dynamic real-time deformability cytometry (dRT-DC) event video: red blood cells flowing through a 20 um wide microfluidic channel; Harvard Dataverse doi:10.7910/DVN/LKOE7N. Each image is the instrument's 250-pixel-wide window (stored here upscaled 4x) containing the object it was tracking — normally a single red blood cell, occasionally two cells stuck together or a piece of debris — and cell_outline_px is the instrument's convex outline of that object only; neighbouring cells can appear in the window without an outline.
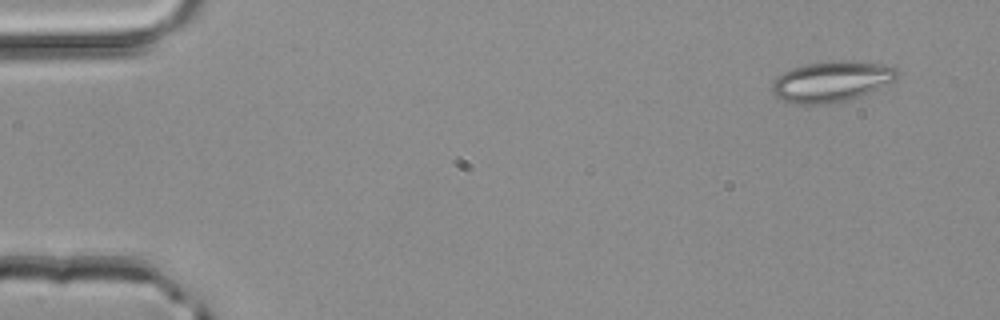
{"species": "common noctule bat (a hibernating species)", "species_latin": "Nyctalus noctula", "temperature_condition": "room temperature", "stored_images_in_passage": 4, "camera_frame_rate_fps": 3000, "um_per_image_px": 0.085, "animal": {"sex": "male", "body_mass_g": 20.4}, "frame": {"image": 1, "passage_image": 1, "time_ms": 0.0, "image_size_px": [1000, 320], "cell_outline_px": [[900, 76], [896, 80], [868, 92], [848, 100], [832, 104], [788, 104], [776, 96], [772, 92], [772, 84], [784, 72], [792, 68], [808, 64], [828, 60], [852, 60], [884, 64], [896, 68], [900, 72]], "centroid_in_image_um": [70.71, 6.92], "position_along_channel_um": 14.3, "area_um2": 29.88}}
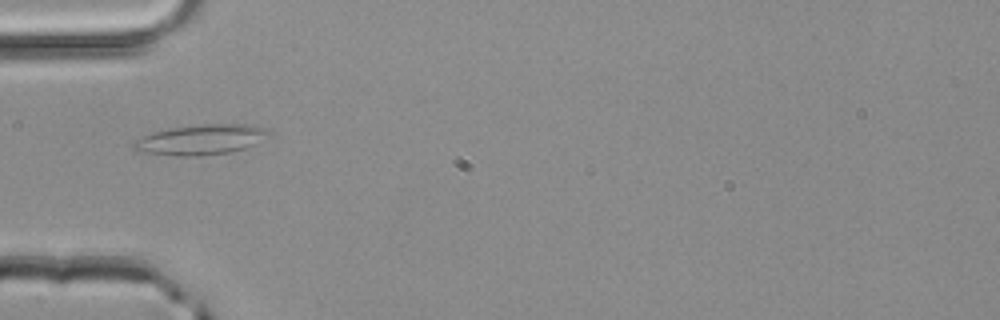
{"frame": {"image": 2, "passage_image": 4, "time_ms": 1.0, "image_size_px": [1000, 320], "cell_outline_px": [[268, 132], [248, 148], [228, 152], [196, 156], [176, 156], [140, 152], [132, 148], [132, 144], [140, 136], [152, 132], [168, 128], [208, 124], [252, 124], [264, 128]], "centroid_in_image_um": [16.97, 11.87], "position_along_channel_um": 68.0, "area_um2": 23.52}}